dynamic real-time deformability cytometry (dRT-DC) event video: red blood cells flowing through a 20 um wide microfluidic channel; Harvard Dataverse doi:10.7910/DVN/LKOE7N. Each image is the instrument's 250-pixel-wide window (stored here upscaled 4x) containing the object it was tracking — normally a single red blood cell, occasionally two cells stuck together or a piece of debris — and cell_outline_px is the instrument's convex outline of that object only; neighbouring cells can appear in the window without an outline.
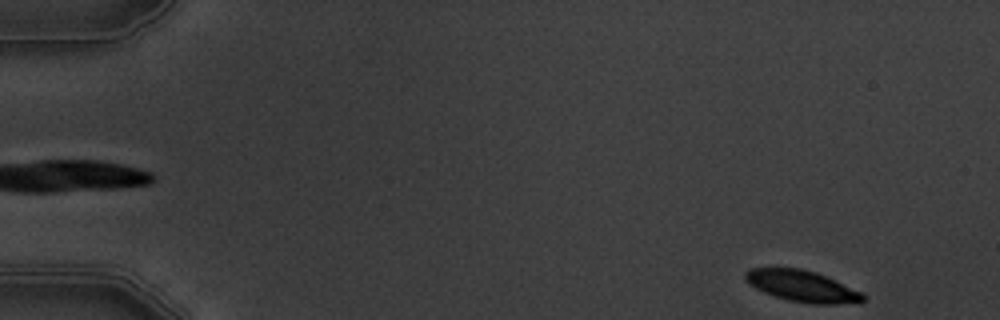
{"species": "common noctule bat (a hibernating species)", "species_latin": "Nyctalus noctula", "temperature_condition": "warm", "stored_images_in_passage": 6, "segment_of_instrument_passage": [2, 2], "camera_frame_rate_fps": 3000, "um_per_image_px": 0.085, "animal": {"sex": "male", "body_mass_g": 19.5, "forearm_length_mm": 54.6}, "frame": {"image": 1, "passage_image": 6, "time_ms": 5.667, "image_size_px": [1000, 320], "cell_outline_px": [[864, 300], [860, 304], [812, 304], [788, 300], [764, 292], [748, 284], [744, 280], [744, 272], [748, 268], [800, 268], [816, 272], [860, 292], [864, 296]], "centroid_in_image_um": [68.15, 24.33], "position_along_channel_um": 16.9, "area_um2": 21.44}}